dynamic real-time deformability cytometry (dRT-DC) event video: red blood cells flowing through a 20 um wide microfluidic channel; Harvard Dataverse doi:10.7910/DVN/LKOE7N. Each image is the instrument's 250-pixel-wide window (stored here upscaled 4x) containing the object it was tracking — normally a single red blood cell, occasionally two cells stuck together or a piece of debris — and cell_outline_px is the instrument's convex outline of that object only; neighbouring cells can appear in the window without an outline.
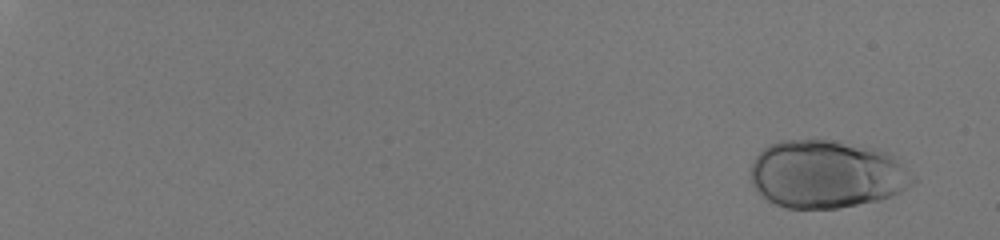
{"species": "human", "species_latin": "Homo sapiens", "temperature_condition": "room temperature", "stored_images_in_passage": 51, "camera_frame_rate_fps": 3000, "um_per_image_px": 0.085, "donor": {"sex": "male"}, "frame": {"image": 1, "passage_image": 4, "time_ms": 1.0, "image_size_px": [1000, 240], "cell_outline_px": [[916, 180], [900, 192], [876, 200], [836, 208], [788, 208], [764, 200], [760, 196], [752, 184], [752, 164], [756, 156], [764, 148], [780, 140], [832, 140], [876, 148], [888, 152]], "centroid_in_image_um": [70.21, 14.8], "position_along_channel_um": 14.8, "area_um2": 63.64}}
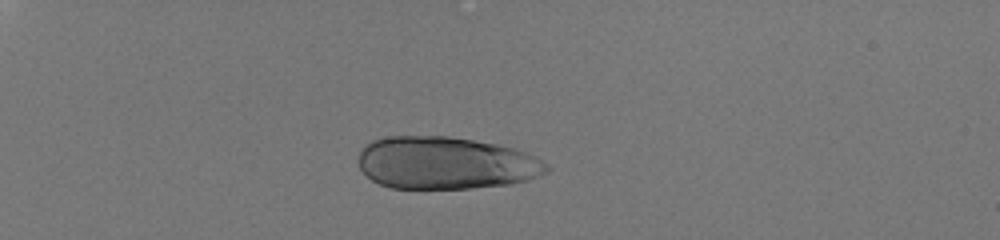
{"frame": {"image": 2, "passage_image": 19, "time_ms": 6.0, "image_size_px": [1000, 240], "cell_outline_px": [[552, 168], [548, 172], [528, 180], [512, 184], [472, 188], [392, 188], [380, 184], [372, 180], [360, 168], [360, 148], [364, 144], [372, 140], [388, 136], [448, 136], [496, 144], [528, 152], [548, 164]], "centroid_in_image_um": [37.91, 13.85], "position_along_channel_um": 47.1, "area_um2": 57.8}}